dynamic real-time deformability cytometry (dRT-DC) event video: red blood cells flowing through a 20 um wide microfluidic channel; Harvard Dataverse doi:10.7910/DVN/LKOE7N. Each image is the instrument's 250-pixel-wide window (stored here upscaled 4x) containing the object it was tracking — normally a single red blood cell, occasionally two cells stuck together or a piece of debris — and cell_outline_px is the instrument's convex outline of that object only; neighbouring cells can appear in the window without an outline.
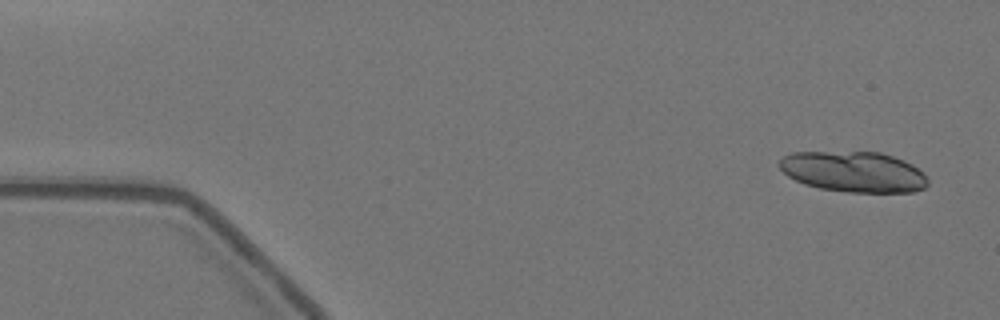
{"species": "Egyptian fruit bat (a non-hibernating species)", "species_latin": "Rousettus aegyptiacus", "temperature_condition": "warm", "stored_images_in_passage": 21, "camera_frame_rate_fps": 3000, "um_per_image_px": 0.085, "animal": {"sex": "female"}, "frame": {"image": 1, "passage_image": 3, "time_ms": 0.667, "image_size_px": [1000, 320], "cell_outline_px": [[928, 184], [924, 188], [912, 192], [848, 192], [820, 188], [804, 184], [788, 176], [776, 164], [784, 156], [792, 152], [880, 152], [904, 160], [912, 164], [924, 172], [928, 180]], "centroid_in_image_um": [72.57, 14.6], "position_along_channel_um": 12.4, "area_um2": 35.26}}